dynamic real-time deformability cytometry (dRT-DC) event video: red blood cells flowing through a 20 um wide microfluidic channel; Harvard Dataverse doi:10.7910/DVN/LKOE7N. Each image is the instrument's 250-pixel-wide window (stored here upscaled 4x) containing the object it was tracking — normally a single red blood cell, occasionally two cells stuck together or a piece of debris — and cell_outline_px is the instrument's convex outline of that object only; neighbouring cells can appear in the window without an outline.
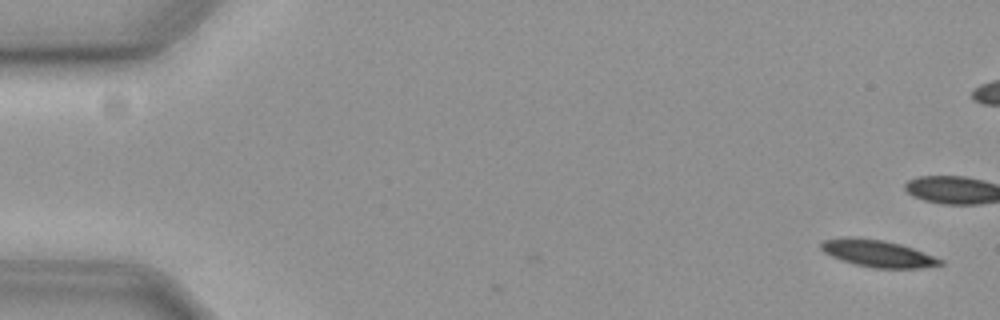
{"species": "common noctule bat (a hibernating species)", "species_latin": "Nyctalus noctula", "temperature_condition": "cold", "stored_images_in_passage": 3, "camera_frame_rate_fps": 3000, "um_per_image_px": 0.085, "animal": {"sex": "female", "body_mass_g": 19.3, "forearm_length_mm": 54.1}, "frame": {"image": 1, "passage_image": 3, "time_ms": 0.667, "image_size_px": [1000, 320], "cell_outline_px": [[944, 264], [920, 268], [876, 268], [856, 264], [832, 256], [824, 252], [820, 248], [820, 244], [824, 240], [840, 236], [880, 240], [900, 244], [912, 248], [944, 260]], "centroid_in_image_um": [74.61, 21.54], "position_along_channel_um": 10.4, "area_um2": 18.44}}